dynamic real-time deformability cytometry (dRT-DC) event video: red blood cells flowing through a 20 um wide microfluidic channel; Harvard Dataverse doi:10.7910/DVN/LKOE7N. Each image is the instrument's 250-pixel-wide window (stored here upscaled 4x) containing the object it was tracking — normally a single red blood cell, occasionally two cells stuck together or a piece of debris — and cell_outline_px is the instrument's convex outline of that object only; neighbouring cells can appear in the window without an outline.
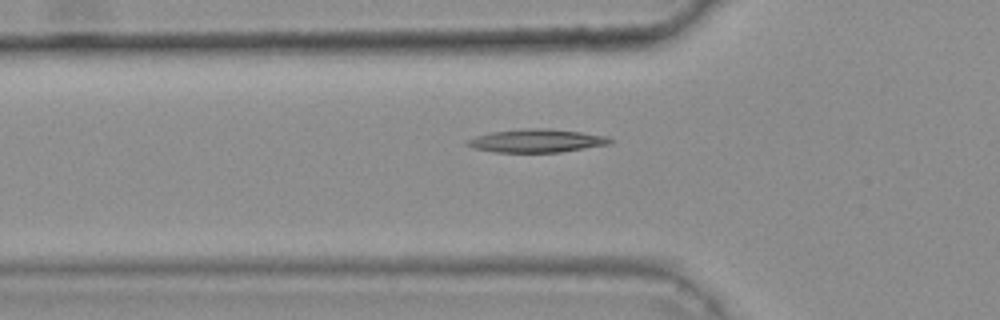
{"species": "common noctule bat (a hibernating species)", "species_latin": "Nyctalus noctula", "temperature_condition": "warm", "stored_images_in_passage": 30, "camera_frame_rate_fps": 3000, "um_per_image_px": 0.085, "animal": {"sex": "female", "body_mass_g": 25.1}, "frame": {"image": 1, "passage_image": 18, "time_ms": 5.667, "image_size_px": [1000, 320], "cell_outline_px": [[616, 140], [608, 144], [560, 152], [496, 152], [476, 148], [464, 144], [464, 140], [476, 136], [492, 132], [524, 128], [548, 128], [580, 132], [608, 136]], "centroid_in_image_um": [45.61, 11.95], "position_along_channel_um": 80.2, "area_um2": 19.31}}
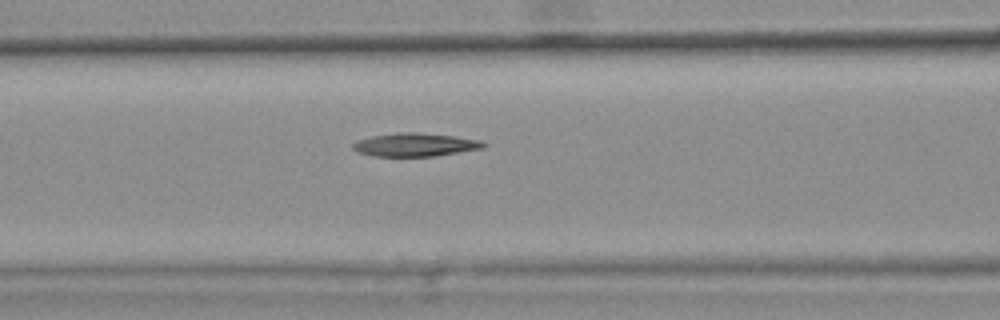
{"frame": {"image": 2, "passage_image": 22, "time_ms": 7.0, "image_size_px": [1000, 320], "cell_outline_px": [[488, 144], [484, 148], [432, 156], [372, 156], [360, 152], [352, 148], [352, 144], [356, 140], [372, 136], [400, 132], [416, 132], [456, 136], [480, 140]], "centroid_in_image_um": [35.29, 12.29], "position_along_channel_um": 131.3, "area_um2": 17.69}}